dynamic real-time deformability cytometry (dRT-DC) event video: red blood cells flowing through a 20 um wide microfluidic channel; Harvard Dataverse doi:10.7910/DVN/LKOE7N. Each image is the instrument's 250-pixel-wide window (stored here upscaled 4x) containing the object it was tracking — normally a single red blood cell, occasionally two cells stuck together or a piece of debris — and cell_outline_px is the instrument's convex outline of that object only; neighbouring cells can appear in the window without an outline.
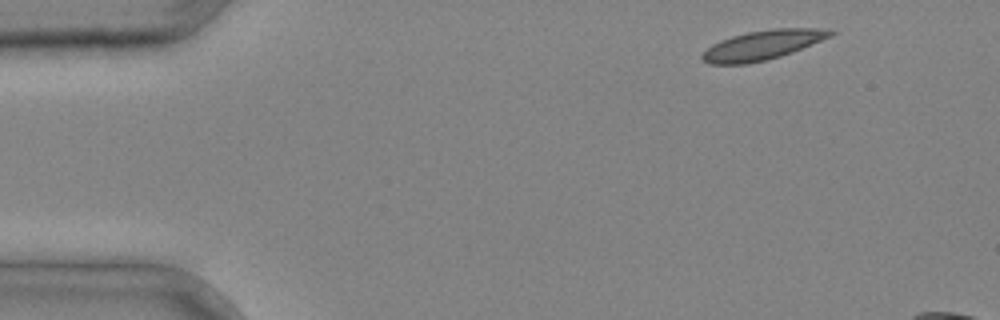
{"species": "common noctule bat (a hibernating species)", "species_latin": "Nyctalus noctula", "temperature_condition": "cold", "stored_images_in_passage": 3, "camera_frame_rate_fps": 3000, "um_per_image_px": 0.085, "animal": {"sex": "male", "body_mass_g": 20.4}, "frame": {"image": 1, "passage_image": 1, "time_ms": 0.0, "image_size_px": [1000, 320], "cell_outline_px": [[836, 32], [832, 36], [792, 52], [780, 56], [748, 64], [708, 64], [700, 56], [712, 44], [720, 40], [732, 36], [748, 32], [776, 28], [828, 28]], "centroid_in_image_um": [64.84, 3.82], "position_along_channel_um": 20.2, "area_um2": 21.91}}